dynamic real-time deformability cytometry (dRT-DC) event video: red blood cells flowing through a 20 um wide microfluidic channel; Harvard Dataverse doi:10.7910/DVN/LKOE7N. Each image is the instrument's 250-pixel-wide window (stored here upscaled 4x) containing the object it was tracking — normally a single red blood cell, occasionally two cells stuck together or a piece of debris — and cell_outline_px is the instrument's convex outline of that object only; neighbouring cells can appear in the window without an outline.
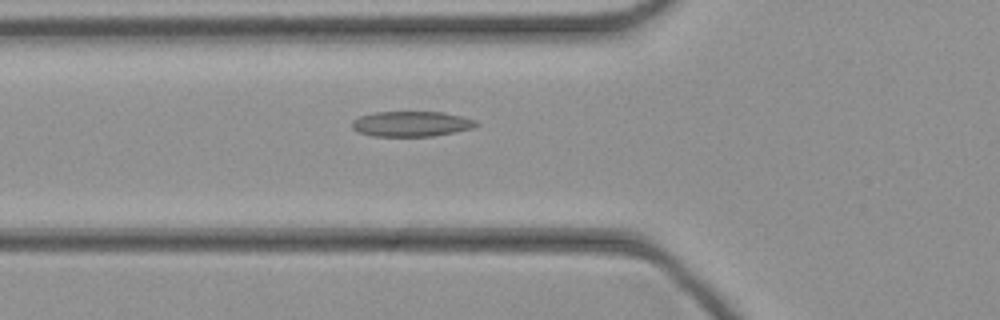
{"species": "common noctule bat (a hibernating species)", "species_latin": "Nyctalus noctula", "temperature_condition": "cold", "stored_images_in_passage": 32, "camera_frame_rate_fps": 3000, "um_per_image_px": 0.085, "animal": {"sex": "female", "body_mass_g": 21.9}, "frame": {"image": 1, "passage_image": 6, "time_ms": 1.667, "image_size_px": [1000, 320], "cell_outline_px": [[480, 124], [476, 128], [456, 132], [432, 136], [372, 136], [356, 132], [352, 128], [352, 120], [360, 116], [372, 112], [444, 112], [476, 120]], "centroid_in_image_um": [34.98, 10.53], "position_along_channel_um": 90.8, "area_um2": 18.55}}
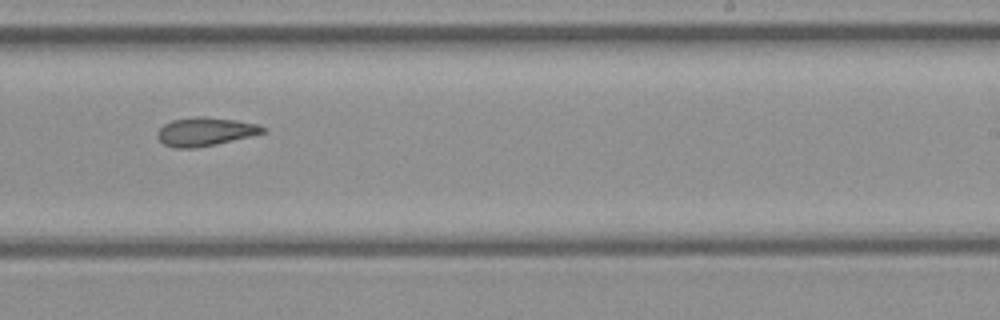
{"frame": {"image": 2, "passage_image": 18, "time_ms": 5.667, "image_size_px": [1000, 320], "cell_outline_px": [[268, 132], [252, 136], [216, 144], [196, 148], [172, 148], [164, 144], [156, 136], [156, 132], [164, 124], [172, 120], [200, 116], [236, 120], [260, 124], [268, 128]], "centroid_in_image_um": [17.49, 11.19], "position_along_channel_um": 271.5, "area_um2": 17.74}}
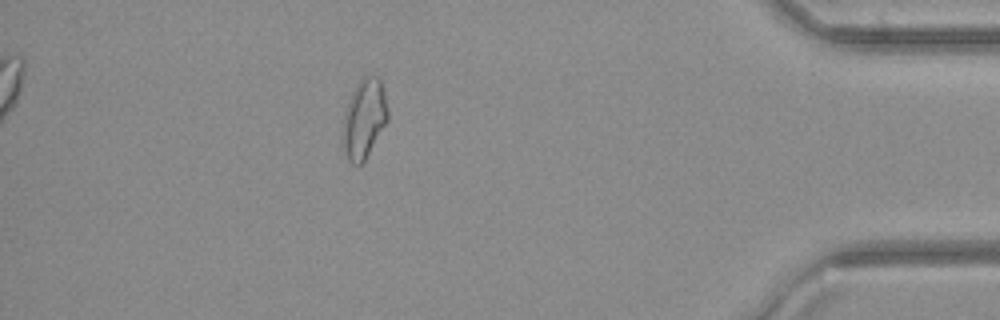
{"frame": {"image": 3, "passage_image": 30, "time_ms": 9.667, "image_size_px": [1000, 320], "cell_outline_px": [[388, 120], [364, 160], [360, 164], [352, 164], [348, 160], [344, 148], [344, 112], [352, 92], [356, 84], [364, 76], [380, 76], [388, 108]], "centroid_in_image_um": [30.97, 10.04], "position_along_channel_um": 404.2, "area_um2": 20.4}}